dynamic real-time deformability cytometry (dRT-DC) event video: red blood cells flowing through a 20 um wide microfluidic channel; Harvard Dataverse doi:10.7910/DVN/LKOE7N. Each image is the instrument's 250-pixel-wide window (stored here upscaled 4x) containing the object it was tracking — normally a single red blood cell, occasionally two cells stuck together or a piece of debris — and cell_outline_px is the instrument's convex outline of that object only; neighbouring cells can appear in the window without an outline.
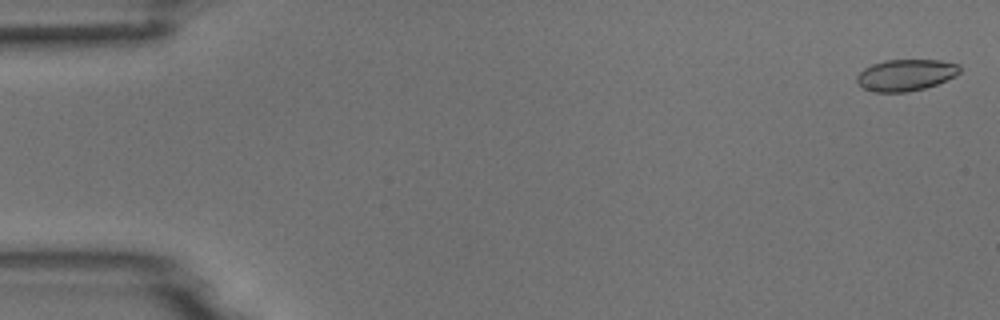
{"species": "common noctule bat (a hibernating species)", "species_latin": "Nyctalus noctula", "temperature_condition": "room temperature", "stored_images_in_passage": 5, "camera_frame_rate_fps": 3000, "um_per_image_px": 0.085, "animal": {"sex": "male", "body_mass_g": 18.8}, "frame": {"image": 1, "passage_image": 1, "time_ms": 0.0, "image_size_px": [1000, 320], "cell_outline_px": [[960, 72], [956, 76], [936, 84], [924, 88], [908, 92], [872, 92], [864, 88], [856, 80], [856, 76], [864, 68], [872, 64], [884, 60], [940, 60], [960, 64]], "centroid_in_image_um": [77.0, 6.37], "position_along_channel_um": 8.0, "area_um2": 18.96}}
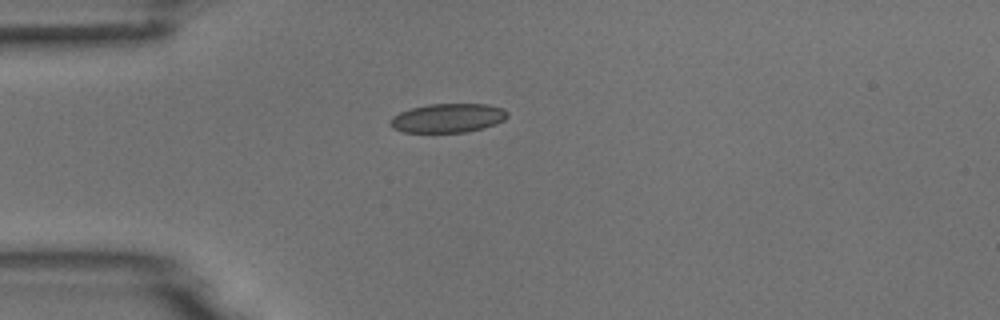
{"frame": {"image": 2, "passage_image": 5, "time_ms": 1.333, "image_size_px": [1000, 320], "cell_outline_px": [[508, 116], [504, 120], [496, 124], [484, 128], [468, 132], [404, 132], [392, 128], [388, 124], [392, 116], [400, 112], [412, 108], [428, 104], [488, 104], [504, 108], [508, 112]], "centroid_in_image_um": [38.08, 10.03], "position_along_channel_um": 46.9, "area_um2": 20.0}}